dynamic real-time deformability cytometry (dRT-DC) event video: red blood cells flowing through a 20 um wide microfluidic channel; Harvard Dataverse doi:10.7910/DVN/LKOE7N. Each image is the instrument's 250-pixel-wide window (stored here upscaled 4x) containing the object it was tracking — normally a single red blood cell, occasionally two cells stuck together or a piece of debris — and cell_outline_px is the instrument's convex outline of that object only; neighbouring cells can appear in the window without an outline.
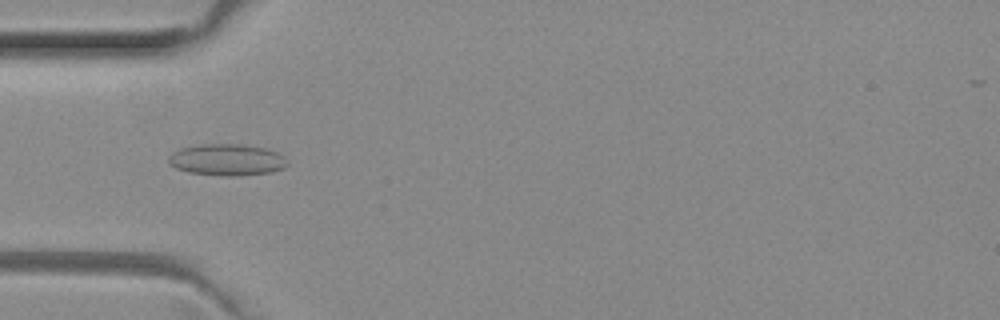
{"species": "common noctule bat (a hibernating species)", "species_latin": "Nyctalus noctula", "temperature_condition": "room temperature", "stored_images_in_passage": 51, "camera_frame_rate_fps": 3000, "um_per_image_px": 0.085, "animal": {"sex": "female", "body_mass_g": 29.2, "forearm_length_mm": 56.3}, "frame": {"image": 1, "passage_image": 16, "time_ms": 5.0, "image_size_px": [1000, 320], "cell_outline_px": [[288, 164], [284, 168], [272, 172], [232, 176], [228, 176], [188, 172], [176, 168], [168, 164], [168, 156], [172, 152], [180, 148], [200, 144], [240, 144], [268, 148], [284, 156], [288, 160]], "centroid_in_image_um": [19.29, 13.57], "position_along_channel_um": 65.7, "area_um2": 22.02}}
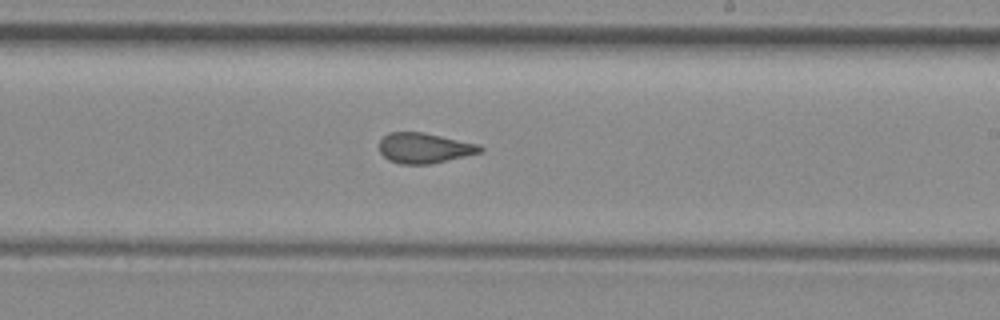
{"frame": {"image": 2, "passage_image": 30, "time_ms": 9.667, "image_size_px": [1000, 320], "cell_outline_px": [[484, 152], [432, 164], [400, 164], [388, 160], [380, 152], [380, 140], [388, 132], [424, 132], [480, 144], [484, 148]], "centroid_in_image_um": [36.11, 12.58], "position_along_channel_um": 252.9, "area_um2": 18.09}}
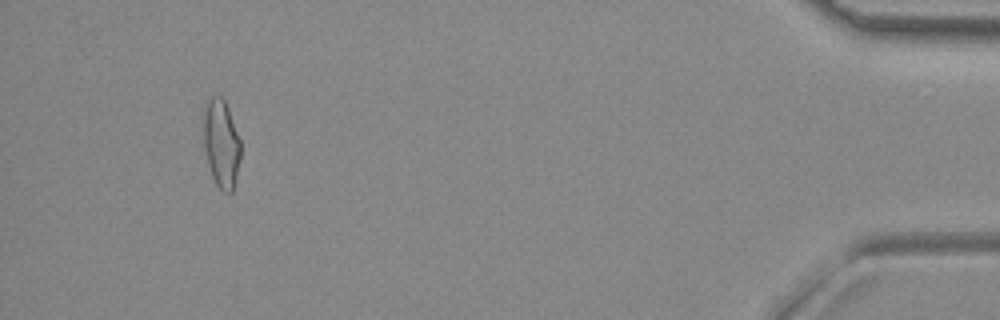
{"frame": {"image": 3, "passage_image": 48, "time_ms": 15.667, "image_size_px": [1000, 320], "cell_outline_px": [[240, 156], [232, 192], [224, 192], [216, 184], [212, 176], [208, 164], [204, 148], [204, 104], [212, 96], [220, 96], [224, 100], [228, 108], [240, 140]], "centroid_in_image_um": [18.79, 12.17], "position_along_channel_um": 416.4, "area_um2": 18.73}, "authors_computed_cell_mechanics": {"area_um2": 18.8428, "velocity_mm_per_s": 4.0147, "shape_relaxation_time_tau1_ms": null, "shape_relaxation_time_tau2_ms": 1.3679, "deformation_change_tau1": null, "deformation_change_tau2": 0.0662}}